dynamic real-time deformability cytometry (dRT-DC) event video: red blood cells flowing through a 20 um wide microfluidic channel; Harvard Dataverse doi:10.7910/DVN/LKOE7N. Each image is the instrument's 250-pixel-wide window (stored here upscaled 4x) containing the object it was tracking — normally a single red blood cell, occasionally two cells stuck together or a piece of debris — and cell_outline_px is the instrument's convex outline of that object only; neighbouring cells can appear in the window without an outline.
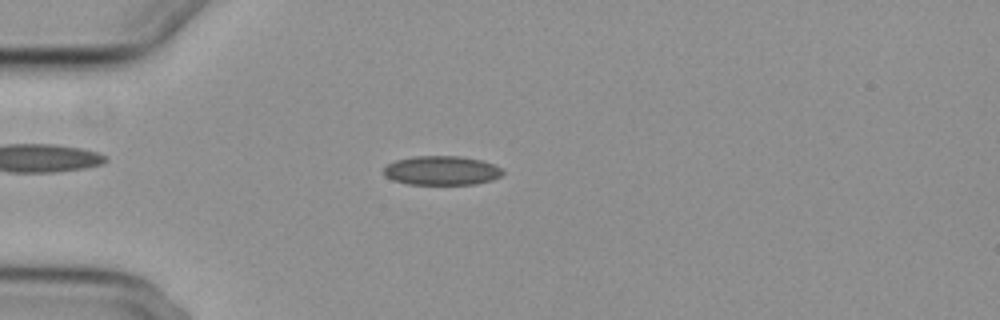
{"species": "common noctule bat (a hibernating species)", "species_latin": "Nyctalus noctula", "temperature_condition": "cold", "stored_images_in_passage": 6, "camera_frame_rate_fps": 3000, "um_per_image_px": 0.085, "animal": {"sex": "female", "body_mass_g": 29.2, "forearm_length_mm": 56.3}, "frame": {"image": 1, "passage_image": 4, "time_ms": 4.333, "image_size_px": [1000, 320], "cell_outline_px": [[504, 172], [500, 176], [492, 180], [476, 184], [408, 184], [392, 180], [384, 176], [384, 168], [388, 164], [396, 160], [416, 156], [460, 156], [480, 160], [496, 164], [504, 168]], "centroid_in_image_um": [37.57, 14.49], "position_along_channel_um": 47.4, "area_um2": 20.35}}
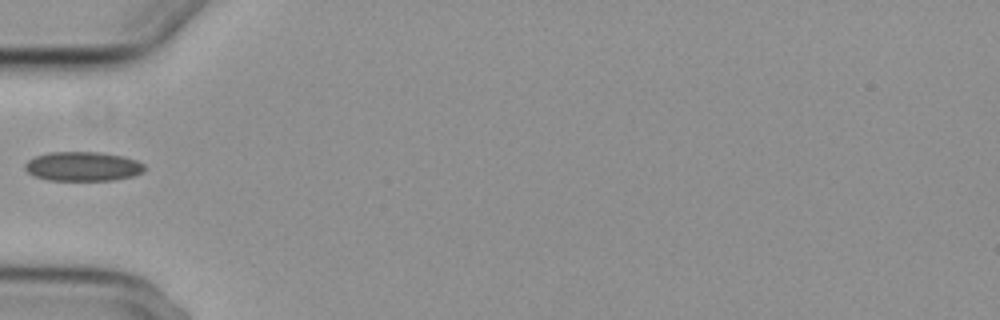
{"frame": {"image": 2, "passage_image": 5, "time_ms": 5.667, "image_size_px": [1000, 320], "cell_outline_px": [[144, 172], [132, 176], [112, 180], [48, 180], [36, 176], [28, 172], [24, 168], [24, 164], [28, 160], [36, 156], [48, 152], [100, 152], [124, 156], [136, 160], [144, 164]], "centroid_in_image_um": [7.04, 14.13], "position_along_channel_um": 78.0, "area_um2": 20.4}}
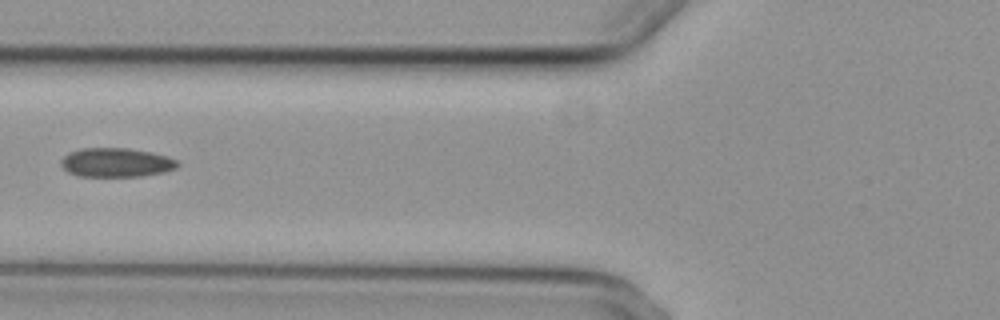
{"frame": {"image": 3, "passage_image": 6, "time_ms": 6.667, "image_size_px": [1000, 320], "cell_outline_px": [[180, 164], [176, 168], [164, 172], [140, 176], [76, 176], [68, 172], [60, 164], [60, 160], [68, 152], [80, 148], [128, 148], [152, 152], [168, 156], [176, 160]], "centroid_in_image_um": [9.86, 13.8], "position_along_channel_um": 115.9, "area_um2": 19.88}}